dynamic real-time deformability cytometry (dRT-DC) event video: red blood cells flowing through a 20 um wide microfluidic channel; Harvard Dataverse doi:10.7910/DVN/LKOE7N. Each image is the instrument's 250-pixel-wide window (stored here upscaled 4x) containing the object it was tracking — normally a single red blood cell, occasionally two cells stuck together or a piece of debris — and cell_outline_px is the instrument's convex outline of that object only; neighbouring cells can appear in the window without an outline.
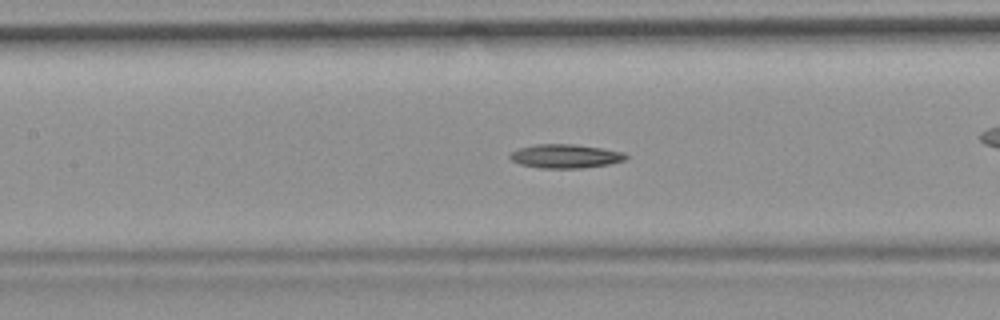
{"species": "common noctule bat (a hibernating species)", "species_latin": "Nyctalus noctula", "temperature_condition": "room temperature", "stored_images_in_passage": 54, "camera_frame_rate_fps": 3000, "um_per_image_px": 0.085, "animal": {"sex": "female", "body_mass_g": 19.9}, "frame": {"image": 1, "passage_image": 24, "time_ms": 7.667, "image_size_px": [1000, 320], "cell_outline_px": [[628, 156], [624, 160], [608, 164], [584, 168], [540, 168], [520, 164], [512, 160], [508, 156], [512, 152], [520, 148], [536, 144], [572, 144], [600, 148], [624, 152]], "centroid_in_image_um": [48.05, 13.28], "position_along_channel_um": 159.3, "area_um2": 15.95}}
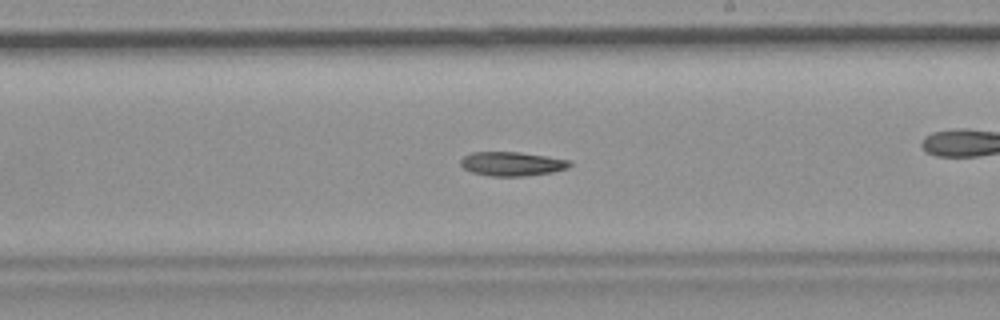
{"frame": {"image": 2, "passage_image": 31, "time_ms": 10.0, "image_size_px": [1000, 320], "cell_outline_px": [[572, 164], [568, 168], [552, 172], [524, 176], [488, 176], [472, 172], [464, 168], [460, 164], [460, 160], [464, 156], [472, 152], [520, 152], [568, 160]], "centroid_in_image_um": [43.49, 13.93], "position_along_channel_um": 245.5, "area_um2": 15.2}}